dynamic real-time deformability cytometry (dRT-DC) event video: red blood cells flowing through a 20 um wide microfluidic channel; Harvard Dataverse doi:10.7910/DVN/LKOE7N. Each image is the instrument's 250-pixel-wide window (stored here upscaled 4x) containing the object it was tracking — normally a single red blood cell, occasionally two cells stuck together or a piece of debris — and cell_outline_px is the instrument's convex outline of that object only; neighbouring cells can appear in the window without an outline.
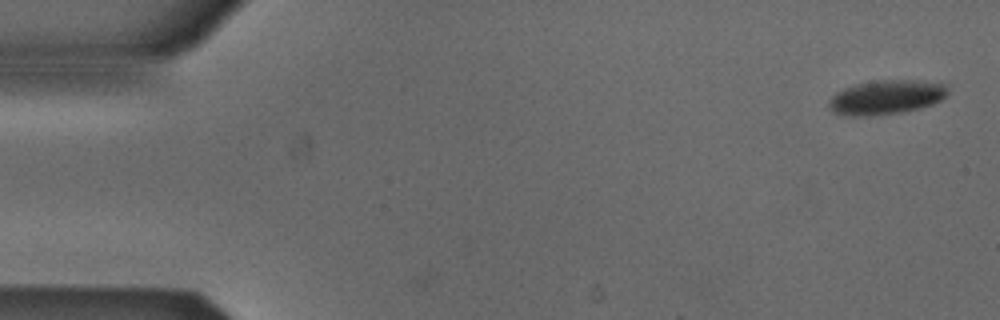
{"species": "Egyptian fruit bat (a non-hibernating species)", "species_latin": "Rousettus aegyptiacus", "temperature_condition": "cold", "stored_images_in_passage": 6, "camera_frame_rate_fps": 3000, "um_per_image_px": 0.085, "animal": {"sex": "male"}, "frame": {"image": 1, "passage_image": 1, "time_ms": 0.0, "image_size_px": [1000, 320], "cell_outline_px": [[948, 92], [940, 100], [932, 104], [920, 108], [900, 112], [868, 116], [844, 116], [832, 112], [828, 108], [828, 100], [836, 92], [844, 88], [856, 84], [880, 80], [916, 80], [944, 84], [948, 88]], "centroid_in_image_um": [75.27, 8.27], "position_along_channel_um": 9.7, "area_um2": 23.76}}
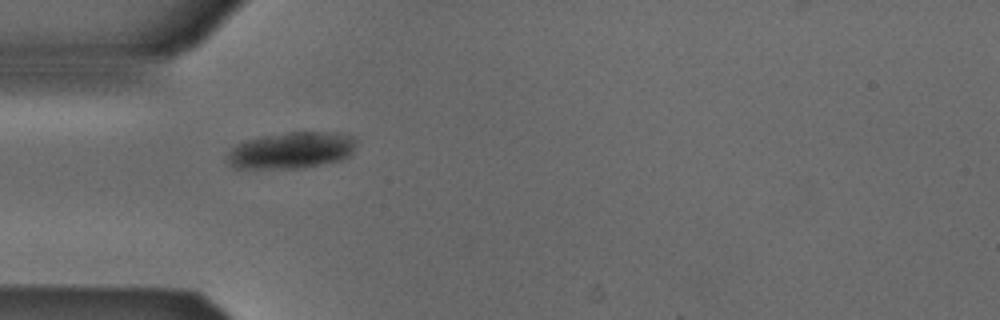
{"frame": {"image": 2, "passage_image": 5, "time_ms": 1.333, "image_size_px": [1000, 320], "cell_outline_px": [[356, 140], [352, 152], [348, 156], [340, 160], [300, 168], [236, 168], [228, 160], [228, 152], [236, 144], [260, 136], [288, 132], [336, 132], [352, 136]], "centroid_in_image_um": [24.78, 12.76], "position_along_channel_um": 60.2, "area_um2": 27.17}}
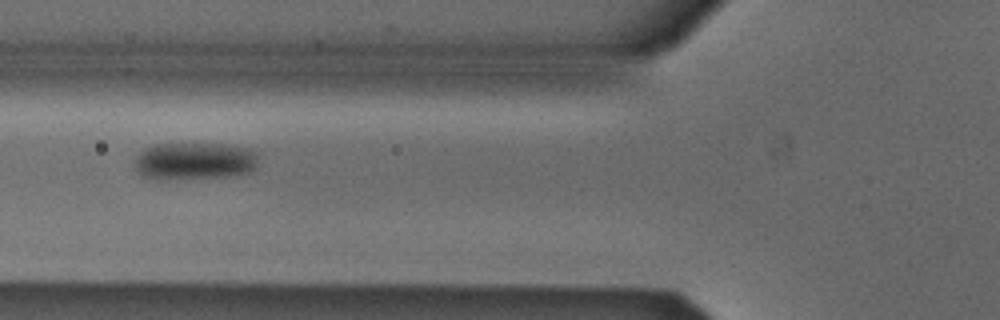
{"frame": {"image": 3, "passage_image": 6, "time_ms": 1.667, "image_size_px": [1000, 320], "cell_outline_px": [[260, 152], [252, 168], [248, 172], [236, 176], [168, 180], [152, 180], [136, 172], [132, 164], [136, 156], [144, 148], [156, 144], [228, 144], [248, 148]], "centroid_in_image_um": [16.47, 13.7], "position_along_channel_um": 109.3, "area_um2": 27.63}}